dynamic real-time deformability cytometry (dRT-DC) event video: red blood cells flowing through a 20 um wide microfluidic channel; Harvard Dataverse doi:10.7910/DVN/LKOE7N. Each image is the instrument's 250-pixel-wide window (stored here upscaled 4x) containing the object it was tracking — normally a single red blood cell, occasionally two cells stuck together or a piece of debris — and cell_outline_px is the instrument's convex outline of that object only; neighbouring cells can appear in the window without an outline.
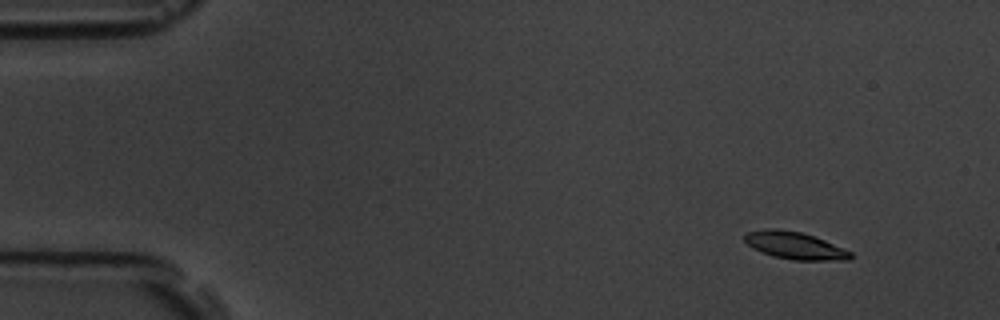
{"species": "common noctule bat (a hibernating species)", "species_latin": "Nyctalus noctula", "temperature_condition": "room temperature", "stored_images_in_passage": 13, "camera_frame_rate_fps": 3000, "um_per_image_px": 0.085, "animal": {"sex": "male", "body_mass_g": 19.5, "forearm_length_mm": 54.6}, "frame": {"image": 1, "passage_image": 2, "time_ms": 1.333, "image_size_px": [1000, 320], "cell_outline_px": [[852, 256], [848, 260], [792, 260], [772, 256], [752, 248], [744, 240], [744, 236], [748, 232], [764, 228], [780, 228], [800, 232], [824, 240], [844, 248], [852, 252]], "centroid_in_image_um": [67.54, 20.86], "position_along_channel_um": 17.5, "area_um2": 16.88}}
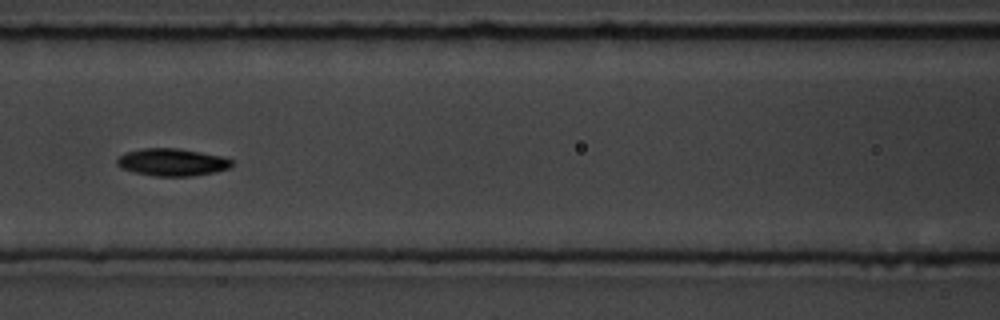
{"frame": {"image": 2, "passage_image": 7, "time_ms": 8.0, "image_size_px": [1000, 320], "cell_outline_px": [[232, 168], [216, 172], [192, 176], [152, 176], [120, 168], [116, 164], [116, 160], [124, 152], [144, 148], [180, 148], [220, 156], [232, 160]], "centroid_in_image_um": [14.62, 13.79], "position_along_channel_um": 152.0, "area_um2": 18.44}}
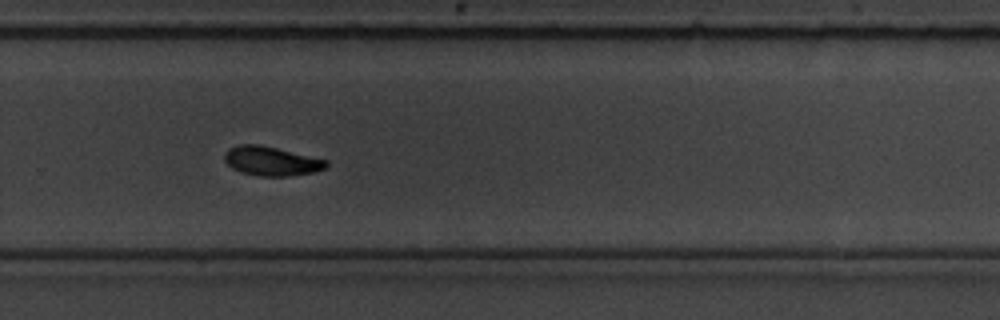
{"frame": {"image": 3, "passage_image": 11, "time_ms": 12.333, "image_size_px": [1000, 320], "cell_outline_px": [[328, 164], [324, 168], [312, 172], [288, 176], [260, 176], [240, 172], [232, 168], [224, 160], [224, 152], [228, 148], [240, 144], [260, 144], [328, 160]], "centroid_in_image_um": [23.02, 13.68], "position_along_channel_um": 306.8, "area_um2": 17.28}, "authors_computed_cell_mechanics": {"area_um2": 17.4556, "velocity_mm_per_s": 3.581, "shape_relaxation_time_tau1_ms": 2.5122, "shape_relaxation_time_tau2_ms": 7.1486, "deformation_change_tau1": 0.0937, "deformation_change_tau2": 0.1112}}